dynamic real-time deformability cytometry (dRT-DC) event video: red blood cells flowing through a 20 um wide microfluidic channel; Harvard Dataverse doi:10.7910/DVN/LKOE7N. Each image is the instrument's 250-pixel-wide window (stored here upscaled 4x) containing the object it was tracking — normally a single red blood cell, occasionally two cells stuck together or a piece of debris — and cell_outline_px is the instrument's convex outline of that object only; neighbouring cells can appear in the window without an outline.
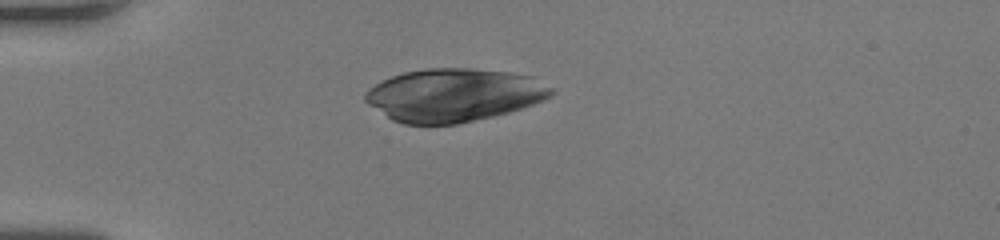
{"species": "human", "species_latin": "Homo sapiens", "temperature_condition": "room temperature", "stored_images_in_passage": 61, "camera_frame_rate_fps": 3000, "um_per_image_px": 0.085, "donor": {"sex": "female"}, "frame": {"image": 1, "passage_image": 17, "time_ms": 5.333, "image_size_px": [1000, 240], "cell_outline_px": [[556, 92], [552, 96], [544, 100], [508, 112], [492, 116], [456, 124], [404, 124], [392, 120], [368, 104], [364, 100], [364, 92], [368, 88], [392, 76], [404, 72], [428, 68], [472, 68], [508, 72], [532, 76], [552, 88]], "centroid_in_image_um": [38.57, 8.07], "position_along_channel_um": 46.4, "area_um2": 57.4}}